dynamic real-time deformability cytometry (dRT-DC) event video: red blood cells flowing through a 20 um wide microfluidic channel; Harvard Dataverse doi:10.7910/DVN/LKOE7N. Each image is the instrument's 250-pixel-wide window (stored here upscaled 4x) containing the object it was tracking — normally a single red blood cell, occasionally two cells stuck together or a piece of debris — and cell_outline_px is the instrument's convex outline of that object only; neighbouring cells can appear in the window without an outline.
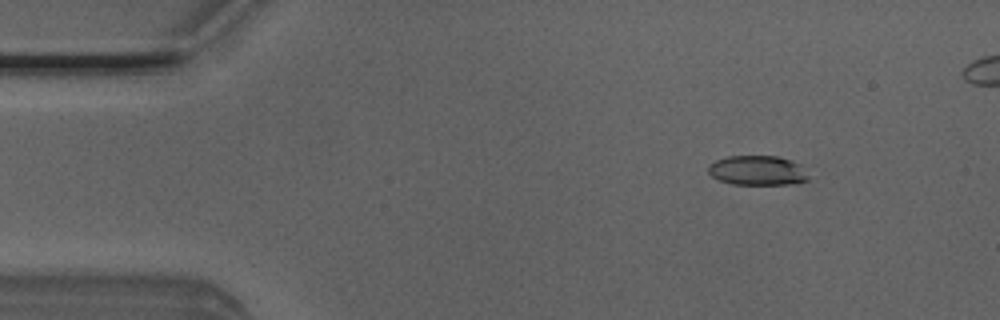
{"species": "Egyptian fruit bat (a non-hibernating species)", "species_latin": "Rousettus aegyptiacus", "temperature_condition": "room temperature", "stored_images_in_passage": 42, "camera_frame_rate_fps": 3000, "um_per_image_px": 0.085, "animal": {"sex": "male"}, "frame": {"image": 1, "passage_image": 1, "time_ms": 0.0, "image_size_px": [1000, 320], "cell_outline_px": [[808, 180], [788, 184], [732, 184], [720, 180], [712, 176], [708, 172], [708, 164], [716, 160], [728, 156], [776, 156], [792, 160], [800, 164], [808, 176]], "centroid_in_image_um": [64.37, 14.48], "position_along_channel_um": 20.6, "area_um2": 17.22}}
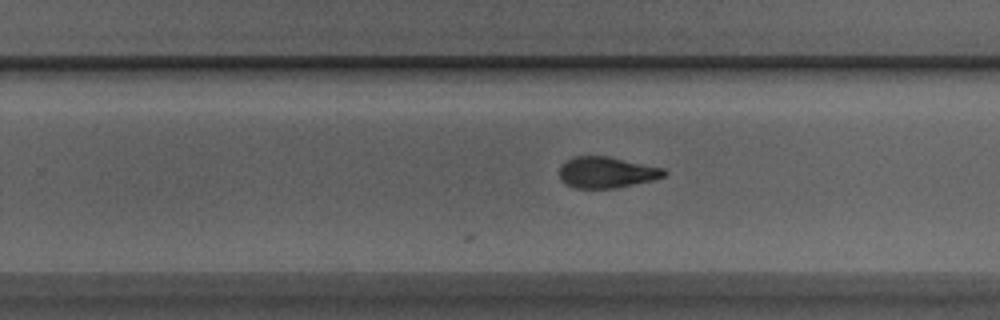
{"frame": {"image": 2, "passage_image": 26, "time_ms": 8.333, "image_size_px": [1000, 320], "cell_outline_px": [[668, 172], [664, 176], [652, 180], [616, 188], [572, 188], [564, 184], [560, 180], [560, 168], [568, 160], [576, 156], [608, 156], [664, 168]], "centroid_in_image_um": [51.56, 14.66], "position_along_channel_um": 278.2, "area_um2": 18.96}}
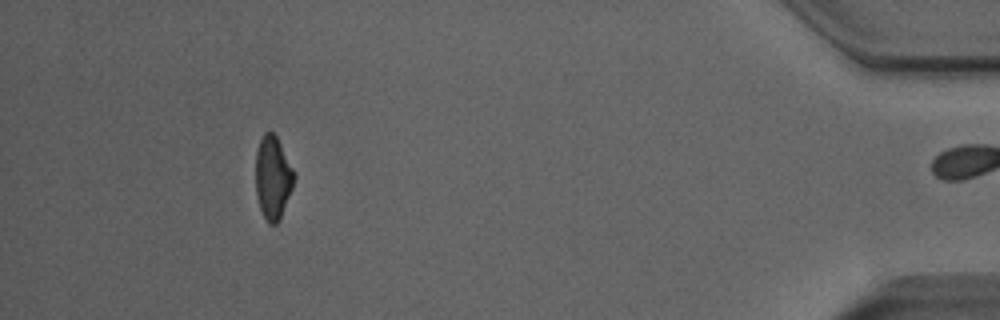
{"frame": {"image": 3, "passage_image": 41, "time_ms": 13.333, "image_size_px": [1000, 320], "cell_outline_px": [[296, 176], [292, 188], [280, 220], [276, 224], [268, 224], [264, 220], [256, 196], [256, 152], [260, 140], [264, 132], [272, 132], [276, 136], [296, 172]], "centroid_in_image_um": [23.2, 15.12], "position_along_channel_um": 412.0, "area_um2": 18.84}, "authors_computed_cell_mechanics": {"area_um2": 19.363, "velocity_mm_per_s": 4.0345, "shape_relaxation_time_tau1_ms": 7.7815, "shape_relaxation_time_tau2_ms": 2.1135, "deformation_change_tau1": 0.2012, "deformation_change_tau2": 0.0989}}